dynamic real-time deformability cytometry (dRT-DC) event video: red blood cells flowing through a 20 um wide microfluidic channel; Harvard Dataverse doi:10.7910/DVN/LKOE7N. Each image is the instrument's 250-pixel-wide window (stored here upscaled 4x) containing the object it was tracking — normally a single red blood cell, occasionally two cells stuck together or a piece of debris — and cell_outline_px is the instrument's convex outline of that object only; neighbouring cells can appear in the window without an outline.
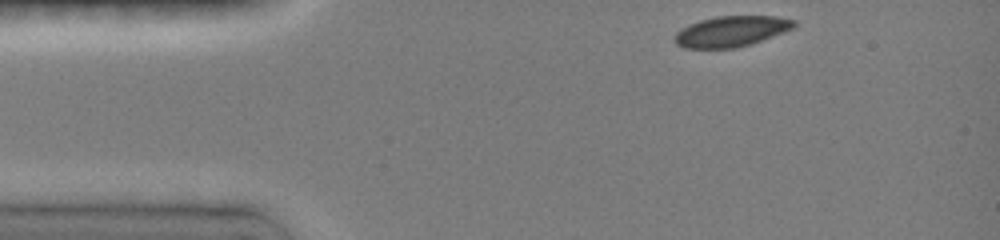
{"species": "common noctule bat (a hibernating species)", "species_latin": "Nyctalus noctula", "temperature_condition": "room temperature", "stored_images_in_passage": 37, "camera_frame_rate_fps": 3000, "um_per_image_px": 0.085, "animal": {"sex": "female", "body_mass_g": 19.0, "forearm_length_mm": 51.5}, "frame": {"image": 1, "passage_image": 1, "time_ms": 0.0, "image_size_px": [1000, 240], "cell_outline_px": [[796, 24], [792, 28], [760, 40], [748, 44], [732, 48], [688, 48], [676, 44], [676, 32], [700, 20], [716, 16], [772, 16], [796, 20]], "centroid_in_image_um": [62.15, 2.65], "position_along_channel_um": 22.8, "area_um2": 20.63}}
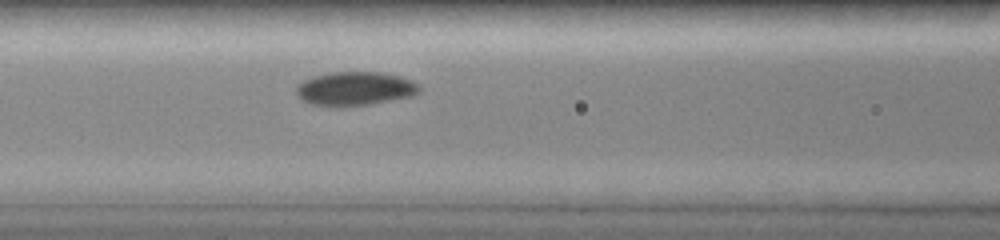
{"frame": {"image": 2, "passage_image": 14, "time_ms": 4.333, "image_size_px": [1000, 240], "cell_outline_px": [[420, 92], [412, 96], [368, 104], [344, 108], [312, 104], [304, 100], [296, 92], [296, 88], [304, 80], [312, 76], [332, 72], [380, 72], [400, 76], [416, 84], [420, 88]], "centroid_in_image_um": [30.16, 7.54], "position_along_channel_um": 136.4, "area_um2": 24.1}}
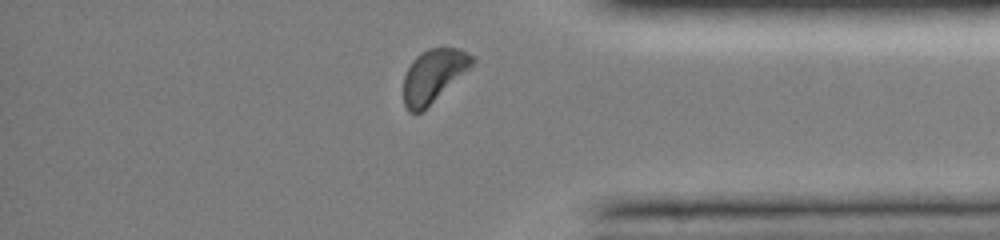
{"frame": {"image": 3, "passage_image": 34, "time_ms": 11.0, "image_size_px": [1000, 240], "cell_outline_px": [[476, 60], [468, 68], [420, 112], [408, 112], [404, 104], [404, 76], [412, 60], [420, 52], [428, 48], [456, 48], [476, 56]], "centroid_in_image_um": [36.81, 6.39], "position_along_channel_um": 398.4, "area_um2": 20.46}, "authors_computed_cell_mechanics": {"area_um2": 21.8484, "velocity_mm_per_s": 4.0144, "shape_relaxation_time_tau1_ms": 1.9953, "shape_relaxation_time_tau2_ms": null, "deformation_change_tau1": 0.0665, "deformation_change_tau2": null}}